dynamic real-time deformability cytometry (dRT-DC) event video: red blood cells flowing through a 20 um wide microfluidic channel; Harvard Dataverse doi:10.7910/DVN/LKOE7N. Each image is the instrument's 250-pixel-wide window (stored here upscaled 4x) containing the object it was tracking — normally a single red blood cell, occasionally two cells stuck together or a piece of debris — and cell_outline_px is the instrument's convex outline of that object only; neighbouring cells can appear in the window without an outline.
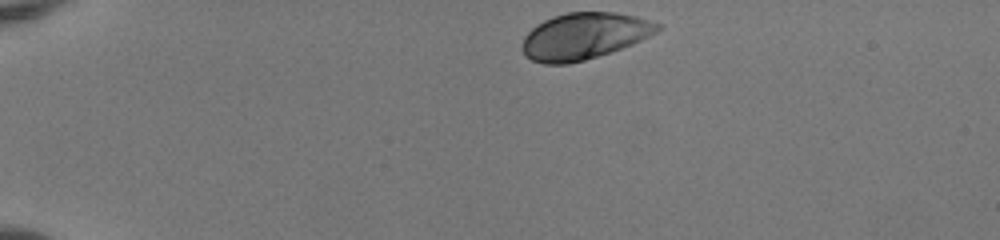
{"species": "human", "species_latin": "Homo sapiens", "temperature_condition": "room temperature", "stored_images_in_passage": 42, "camera_frame_rate_fps": 3000, "um_per_image_px": 0.085, "donor": {"sex": "female"}, "frame": {"image": 1, "passage_image": 1, "time_ms": 0.0, "image_size_px": [1000, 240], "cell_outline_px": [[664, 24], [656, 32], [632, 44], [584, 60], [568, 64], [544, 64], [532, 60], [520, 48], [520, 44], [524, 36], [536, 24], [552, 16], [568, 12], [616, 12], [636, 16]], "centroid_in_image_um": [49.63, 3.05], "position_along_channel_um": 35.4, "area_um2": 36.65}}
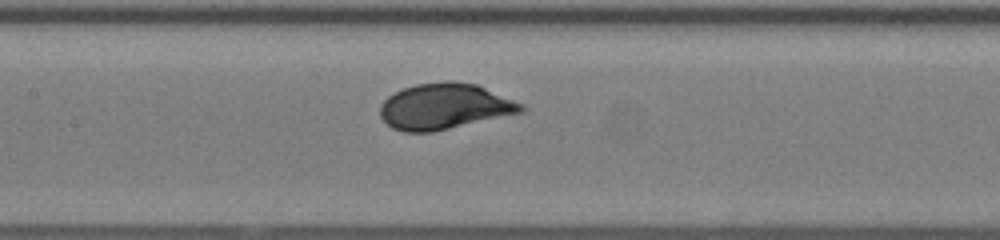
{"frame": {"image": 2, "passage_image": 17, "time_ms": 5.333, "image_size_px": [1000, 240], "cell_outline_px": [[528, 108], [524, 112], [432, 132], [404, 132], [392, 128], [380, 116], [380, 104], [388, 96], [404, 88], [416, 84], [448, 80], [476, 84], [524, 104]], "centroid_in_image_um": [37.8, 9.04], "position_along_channel_um": 169.6, "area_um2": 37.74}}
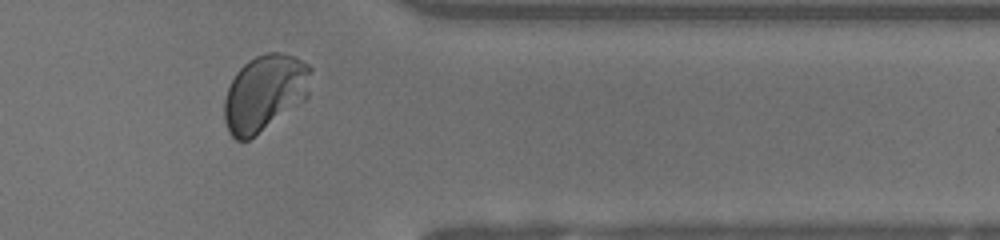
{"frame": {"image": 3, "passage_image": 34, "time_ms": 11.0, "image_size_px": [1000, 240], "cell_outline_px": [[312, 72], [272, 116], [248, 140], [236, 140], [228, 132], [224, 120], [224, 100], [228, 88], [236, 72], [248, 60], [256, 56], [268, 52], [280, 52], [292, 56], [308, 64], [312, 68]], "centroid_in_image_um": [22.21, 7.77], "position_along_channel_um": 389.2, "area_um2": 33.87}, "authors_computed_cell_mechanics": {"area_um2": 36.5007, "velocity_mm_per_s": 3.9692, "shape_relaxation_time_tau1_ms": 1.9281, "shape_relaxation_time_tau2_ms": null, "deformation_change_tau1": 0.1303, "deformation_change_tau2": null}}